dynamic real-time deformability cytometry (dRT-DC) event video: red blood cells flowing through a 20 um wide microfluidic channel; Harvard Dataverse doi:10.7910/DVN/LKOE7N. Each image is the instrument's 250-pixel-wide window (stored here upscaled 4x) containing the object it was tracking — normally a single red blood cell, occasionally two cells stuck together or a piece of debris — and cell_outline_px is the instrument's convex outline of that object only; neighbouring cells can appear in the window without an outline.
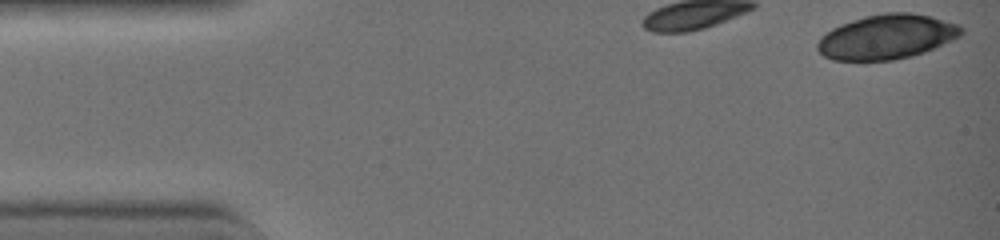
{"species": "common noctule bat (a hibernating species)", "species_latin": "Nyctalus noctula", "temperature_condition": "warm", "stored_images_in_passage": 30, "segment_of_instrument_passage": [1, 2], "camera_frame_rate_fps": 3000, "um_per_image_px": 0.085, "animal": {"sex": "female", "body_mass_g": 19.0, "forearm_length_mm": 51.5}, "frame": {"image": 1, "passage_image": 1, "time_ms": 0.0, "image_size_px": [1000, 240], "cell_outline_px": [[964, 32], [960, 36], [952, 40], [924, 52], [912, 56], [892, 60], [832, 60], [824, 56], [816, 48], [816, 44], [832, 28], [840, 24], [864, 16], [884, 12], [912, 12], [932, 16], [960, 24], [964, 28]], "centroid_in_image_um": [75.42, 3.11], "position_along_channel_um": 9.6, "area_um2": 37.51}}